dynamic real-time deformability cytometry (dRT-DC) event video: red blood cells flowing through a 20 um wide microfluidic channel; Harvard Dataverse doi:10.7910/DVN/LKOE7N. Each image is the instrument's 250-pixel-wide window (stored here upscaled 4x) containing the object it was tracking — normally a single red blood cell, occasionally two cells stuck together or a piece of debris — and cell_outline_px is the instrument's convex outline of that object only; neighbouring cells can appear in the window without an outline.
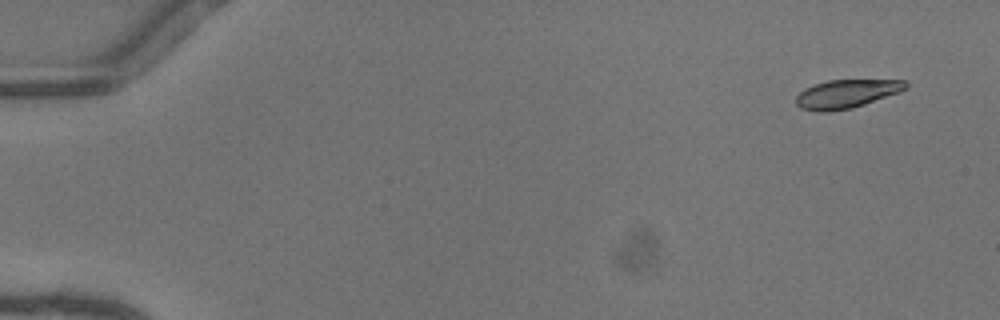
{"species": "common noctule bat (a hibernating species)", "species_latin": "Nyctalus noctula", "temperature_condition": "warm", "stored_images_in_passage": 15, "camera_frame_rate_fps": 3000, "um_per_image_px": 0.085, "animal": {"sex": "female"}, "frame": {"image": 1, "passage_image": 1, "time_ms": 0.0, "image_size_px": [1000, 320], "cell_outline_px": [[908, 88], [900, 92], [852, 108], [828, 112], [816, 112], [800, 108], [796, 104], [796, 96], [804, 88], [812, 84], [828, 80], [904, 80], [908, 84]], "centroid_in_image_um": [71.92, 7.98], "position_along_channel_um": 13.1, "area_um2": 18.38}}
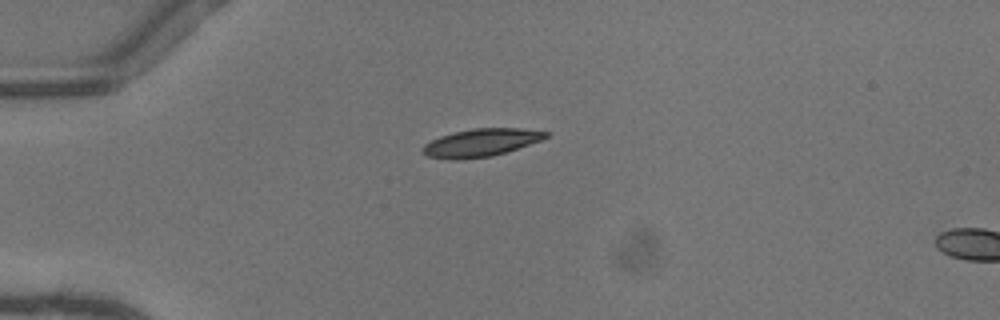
{"frame": {"image": 2, "passage_image": 12, "time_ms": 3.667, "image_size_px": [1000, 320], "cell_outline_px": [[548, 136], [540, 140], [492, 156], [456, 160], [452, 160], [428, 156], [420, 152], [420, 148], [424, 144], [440, 136], [472, 128], [520, 128], [548, 132]], "centroid_in_image_um": [40.8, 12.13], "position_along_channel_um": 44.2, "area_um2": 19.71}}